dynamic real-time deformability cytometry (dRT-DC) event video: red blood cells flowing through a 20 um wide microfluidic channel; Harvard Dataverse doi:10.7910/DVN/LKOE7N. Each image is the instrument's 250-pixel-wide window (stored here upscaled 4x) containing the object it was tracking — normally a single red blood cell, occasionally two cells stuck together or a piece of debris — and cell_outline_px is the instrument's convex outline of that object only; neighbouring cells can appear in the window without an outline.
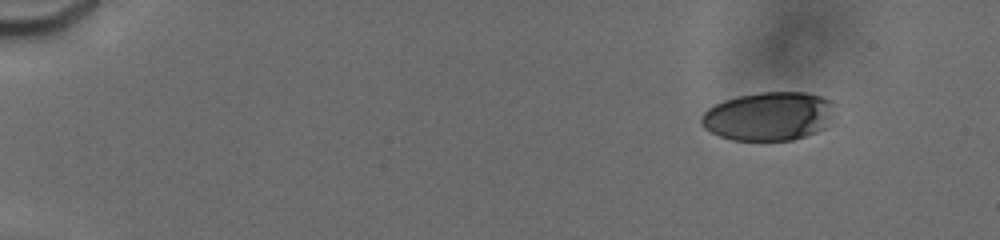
{"species": "human", "species_latin": "Homo sapiens", "temperature_condition": "cold", "stored_images_in_passage": 43, "camera_frame_rate_fps": 3000, "um_per_image_px": 0.085, "donor": {"sex": "male"}, "frame": {"image": 1, "passage_image": 7, "time_ms": 2.0, "image_size_px": [1000, 240], "cell_outline_px": [[832, 104], [824, 128], [816, 132], [792, 140], [732, 140], [720, 136], [704, 128], [700, 124], [700, 116], [708, 108], [724, 100], [736, 96], [760, 92], [804, 92], [820, 96], [832, 100]], "centroid_in_image_um": [65.25, 9.87], "position_along_channel_um": 19.7, "area_um2": 37.45}}
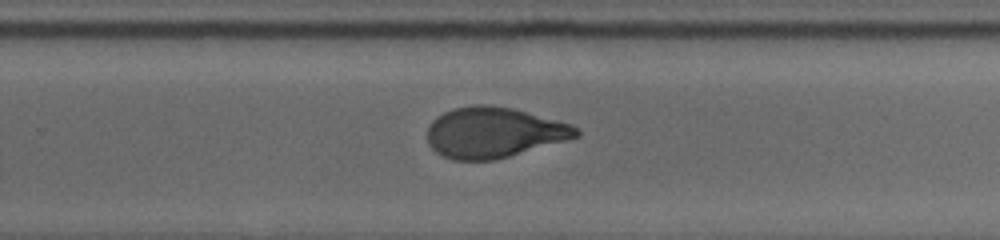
{"frame": {"image": 2, "passage_image": 30, "time_ms": 12.667, "image_size_px": [1000, 240], "cell_outline_px": [[580, 136], [508, 156], [492, 160], [452, 160], [436, 152], [428, 144], [428, 128], [432, 120], [436, 116], [452, 108], [476, 104], [484, 104], [512, 108], [572, 124], [580, 132]], "centroid_in_image_um": [41.94, 11.25], "position_along_channel_um": 287.9, "area_um2": 43.58}}
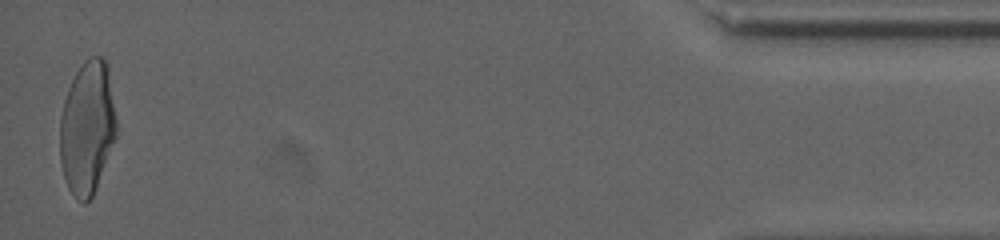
{"frame": {"image": 3, "passage_image": 43, "time_ms": 18.333, "image_size_px": [1000, 240], "cell_outline_px": [[116, 136], [96, 188], [92, 196], [84, 204], [68, 188], [64, 176], [60, 160], [60, 116], [64, 100], [68, 88], [76, 72], [84, 60], [92, 56], [100, 56], [104, 60], [108, 68], [116, 120]], "centroid_in_image_um": [7.41, 10.84], "position_along_channel_um": 427.8, "area_um2": 43.47}, "authors_computed_cell_mechanics": {"area_um2": 43.4656, "velocity_mm_per_s": 3.8049, "shape_relaxation_time_tau1_ms": 3.3859, "shape_relaxation_time_tau2_ms": 1.5892, "deformation_change_tau1": 0.1907, "deformation_change_tau2": 0.0829}}